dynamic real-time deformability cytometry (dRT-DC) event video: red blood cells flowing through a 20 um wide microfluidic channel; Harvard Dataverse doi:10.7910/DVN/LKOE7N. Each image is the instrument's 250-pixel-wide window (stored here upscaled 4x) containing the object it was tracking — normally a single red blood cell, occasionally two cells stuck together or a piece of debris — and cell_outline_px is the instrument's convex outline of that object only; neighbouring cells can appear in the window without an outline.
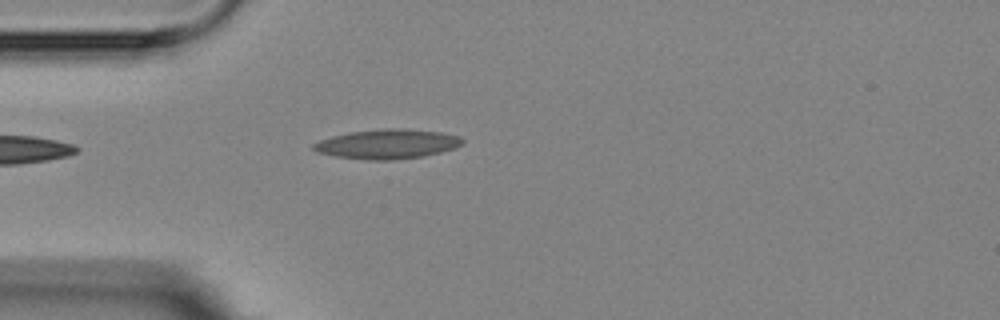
{"species": "Egyptian fruit bat (a non-hibernating species)", "species_latin": "Rousettus aegyptiacus", "temperature_condition": "room temperature", "stored_images_in_passage": 3, "camera_frame_rate_fps": 3000, "um_per_image_px": 0.085, "animal": {"sex": "female"}, "frame": {"image": 1, "passage_image": 3, "time_ms": 2.667, "image_size_px": [1000, 320], "cell_outline_px": [[464, 144], [456, 148], [424, 156], [388, 160], [368, 160], [336, 156], [316, 152], [312, 148], [312, 144], [320, 140], [332, 136], [348, 132], [380, 128], [404, 128], [440, 132], [460, 136], [464, 140]], "centroid_in_image_um": [32.93, 12.23], "position_along_channel_um": 52.1, "area_um2": 25.84}}